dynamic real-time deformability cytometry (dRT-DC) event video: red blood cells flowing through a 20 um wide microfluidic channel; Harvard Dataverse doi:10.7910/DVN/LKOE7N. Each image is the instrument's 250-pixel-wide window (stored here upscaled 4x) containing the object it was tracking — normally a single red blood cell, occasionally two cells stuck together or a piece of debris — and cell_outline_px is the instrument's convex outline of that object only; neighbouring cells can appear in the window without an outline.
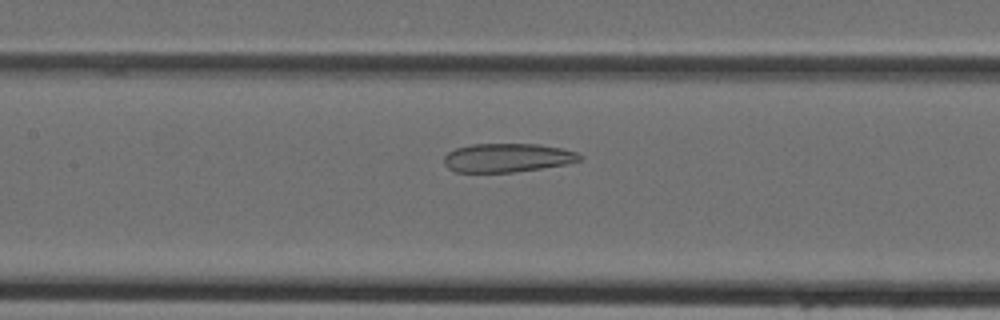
{"species": "Egyptian fruit bat (a non-hibernating species)", "species_latin": "Rousettus aegyptiacus", "temperature_condition": "cold", "stored_images_in_passage": 32, "camera_frame_rate_fps": 3000, "um_per_image_px": 0.085, "animal": {"sex": "female"}, "frame": {"image": 1, "passage_image": 8, "time_ms": 2.333, "image_size_px": [1000, 320], "cell_outline_px": [[584, 156], [580, 160], [568, 164], [512, 172], [456, 172], [448, 168], [444, 164], [444, 156], [448, 152], [456, 148], [472, 144], [540, 144], [560, 148], [576, 152]], "centroid_in_image_um": [43.12, 13.41], "position_along_channel_um": 164.3, "area_um2": 22.72}}
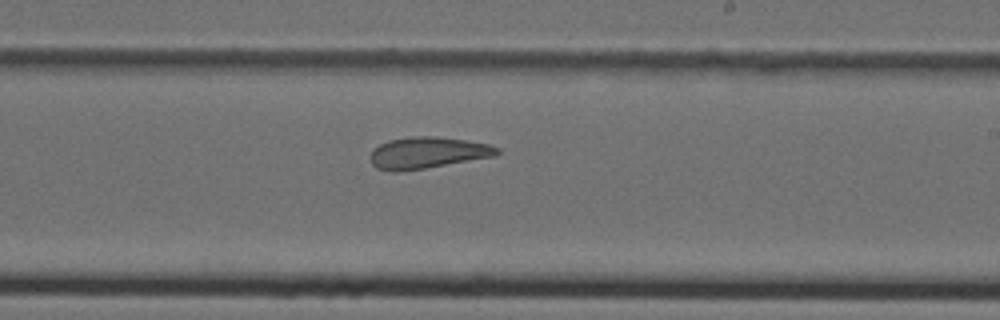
{"frame": {"image": 2, "passage_image": 14, "time_ms": 4.333, "image_size_px": [1000, 320], "cell_outline_px": [[500, 152], [496, 156], [400, 172], [388, 172], [376, 168], [372, 164], [372, 148], [388, 140], [412, 136], [432, 136], [464, 140], [488, 144], [500, 148]], "centroid_in_image_um": [36.32, 12.99], "position_along_channel_um": 252.7, "area_um2": 23.24}}
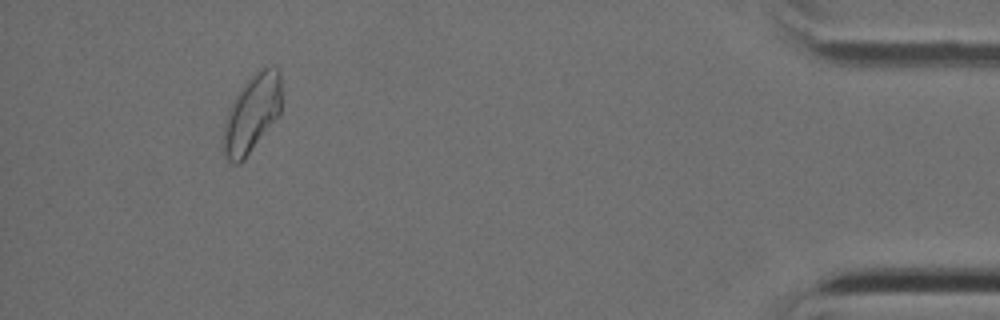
{"frame": {"image": 3, "passage_image": 29, "time_ms": 9.333, "image_size_px": [1000, 320], "cell_outline_px": [[280, 116], [244, 160], [240, 164], [228, 164], [224, 156], [224, 124], [228, 108], [232, 100], [240, 88], [256, 72], [264, 68], [276, 68], [280, 72]], "centroid_in_image_um": [21.39, 9.72], "position_along_channel_um": 413.8, "area_um2": 26.41}}